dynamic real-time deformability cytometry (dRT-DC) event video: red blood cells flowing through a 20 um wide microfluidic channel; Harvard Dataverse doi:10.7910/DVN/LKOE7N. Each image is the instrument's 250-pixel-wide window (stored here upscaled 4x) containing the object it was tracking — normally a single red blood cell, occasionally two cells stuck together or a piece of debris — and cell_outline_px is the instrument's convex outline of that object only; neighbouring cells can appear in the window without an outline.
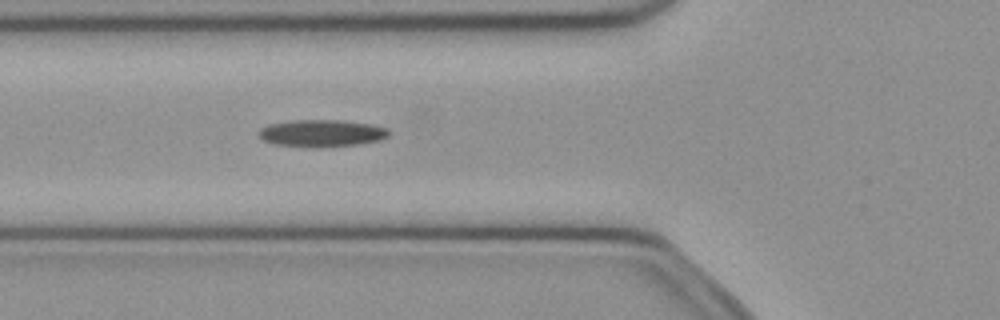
{"species": "common noctule bat (a hibernating species)", "species_latin": "Nyctalus noctula", "temperature_condition": "cold", "stored_images_in_passage": 49, "camera_frame_rate_fps": 3000, "um_per_image_px": 0.085, "animal": {"sex": "female", "body_mass_g": 21.9}, "frame": {"image": 1, "passage_image": 17, "time_ms": 5.333, "image_size_px": [1000, 320], "cell_outline_px": [[388, 136], [380, 140], [356, 144], [312, 148], [308, 148], [276, 144], [264, 140], [256, 132], [260, 128], [268, 124], [292, 120], [344, 120], [368, 124], [388, 128]], "centroid_in_image_um": [27.29, 11.32], "position_along_channel_um": 98.5, "area_um2": 20.58}}
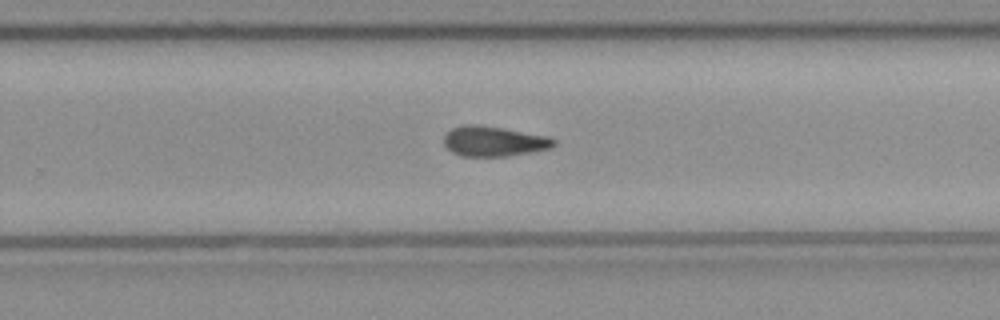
{"frame": {"image": 2, "passage_image": 31, "time_ms": 10.0, "image_size_px": [1000, 320], "cell_outline_px": [[556, 144], [552, 148], [508, 156], [460, 156], [452, 152], [444, 144], [444, 136], [452, 128], [464, 124], [476, 124], [548, 136], [556, 140]], "centroid_in_image_um": [41.97, 12.01], "position_along_channel_um": 287.8, "area_um2": 19.19}}
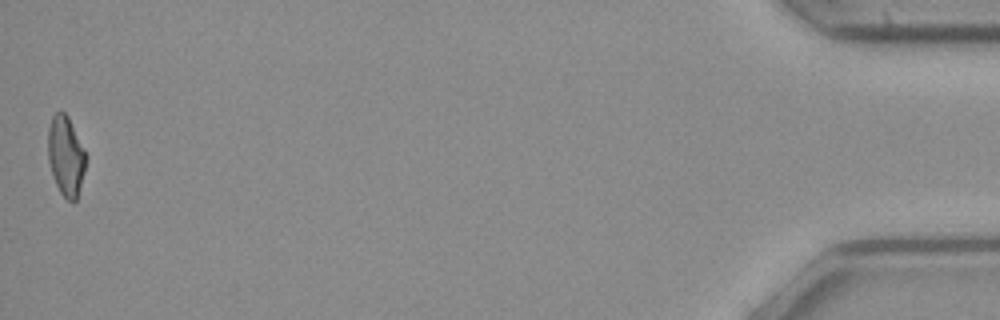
{"frame": {"image": 3, "passage_image": 49, "time_ms": 16.0, "image_size_px": [1000, 320], "cell_outline_px": [[88, 156], [84, 172], [76, 200], [68, 200], [60, 192], [56, 184], [48, 160], [48, 128], [52, 116], [56, 112], [64, 112], [68, 116]], "centroid_in_image_um": [5.6, 13.22], "position_along_channel_um": 429.6, "area_um2": 17.51}, "authors_computed_cell_mechanics": {"area_um2": 19.0162, "velocity_mm_per_s": 4.0386, "shape_relaxation_time_tau1_ms": null, "shape_relaxation_time_tau2_ms": 8.412, "deformation_change_tau1": null, "deformation_change_tau2": 0.2037}}